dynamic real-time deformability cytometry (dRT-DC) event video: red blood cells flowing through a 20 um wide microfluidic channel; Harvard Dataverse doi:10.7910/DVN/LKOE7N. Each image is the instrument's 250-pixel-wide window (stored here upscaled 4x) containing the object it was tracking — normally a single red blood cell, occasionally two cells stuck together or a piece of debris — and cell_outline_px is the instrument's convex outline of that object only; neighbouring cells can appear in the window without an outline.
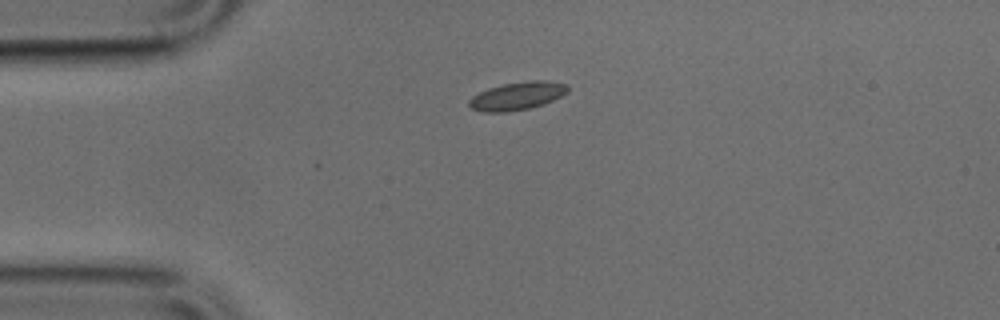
{"species": "common noctule bat (a hibernating species)", "species_latin": "Nyctalus noctula", "temperature_condition": "cold", "stored_images_in_passage": 40, "camera_frame_rate_fps": 3000, "um_per_image_px": 0.085, "animal": {"sex": "male", "body_mass_g": 17.9, "forearm_length_mm": 54.2}, "frame": {"image": 1, "passage_image": 1, "time_ms": 0.0, "image_size_px": [1000, 320], "cell_outline_px": [[568, 92], [544, 104], [528, 108], [504, 112], [484, 112], [472, 108], [468, 104], [468, 100], [472, 96], [488, 88], [504, 84], [528, 80], [548, 80], [568, 84]], "centroid_in_image_um": [43.98, 8.14], "position_along_channel_um": 41.0, "area_um2": 16.07}}
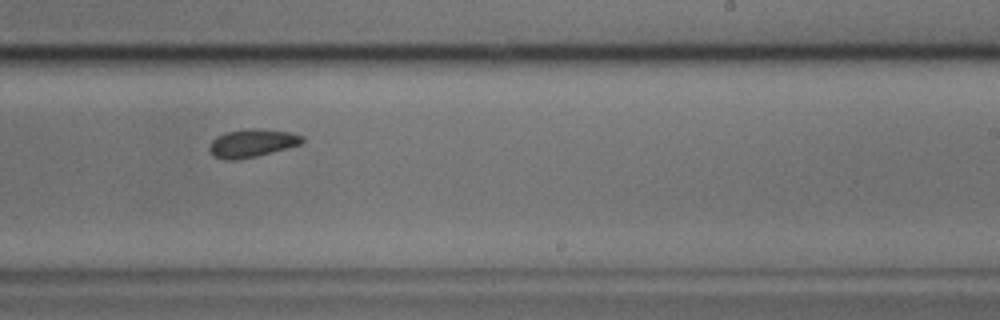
{"frame": {"image": 2, "passage_image": 20, "time_ms": 6.333, "image_size_px": [1000, 320], "cell_outline_px": [[304, 140], [300, 144], [272, 152], [256, 156], [236, 160], [224, 160], [212, 156], [208, 148], [212, 140], [216, 136], [224, 132], [288, 132], [304, 136]], "centroid_in_image_um": [21.35, 12.24], "position_along_channel_um": 267.7, "area_um2": 14.22}}
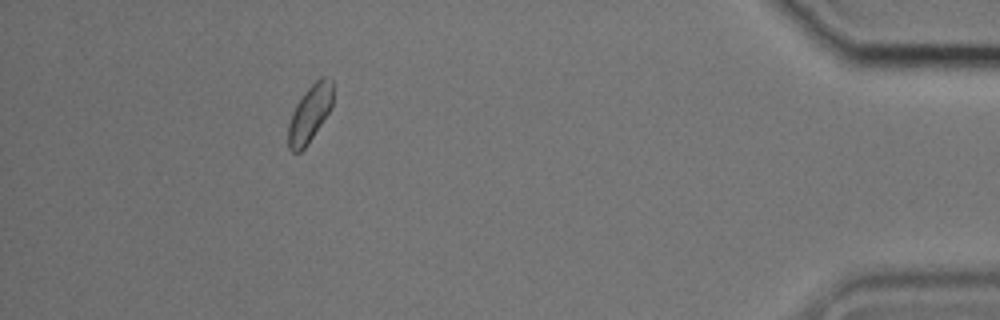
{"frame": {"image": 3, "passage_image": 35, "time_ms": 11.333, "image_size_px": [1000, 320], "cell_outline_px": [[332, 108], [304, 148], [300, 152], [292, 152], [288, 148], [288, 124], [292, 112], [296, 104], [304, 92], [320, 76], [324, 76], [332, 80]], "centroid_in_image_um": [26.32, 9.64], "position_along_channel_um": 408.9, "area_um2": 14.74}}